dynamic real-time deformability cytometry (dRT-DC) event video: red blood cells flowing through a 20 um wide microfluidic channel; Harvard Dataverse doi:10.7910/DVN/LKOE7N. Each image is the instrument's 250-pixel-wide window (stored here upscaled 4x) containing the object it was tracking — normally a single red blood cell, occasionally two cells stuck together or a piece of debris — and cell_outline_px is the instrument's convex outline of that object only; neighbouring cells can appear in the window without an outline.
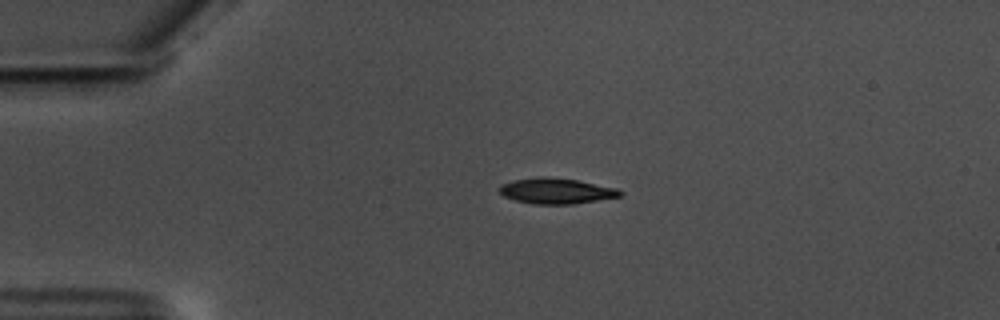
{"species": "common noctule bat (a hibernating species)", "species_latin": "Nyctalus noctula", "temperature_condition": "warm", "stored_images_in_passage": 38, "camera_frame_rate_fps": 3000, "um_per_image_px": 0.085, "animal": {"sex": "male", "body_mass_g": 17.5, "forearm_length_mm": 52.3}, "frame": {"image": 1, "passage_image": 1, "time_ms": 0.0, "image_size_px": [1000, 320], "cell_outline_px": [[624, 192], [620, 196], [572, 204], [532, 204], [516, 200], [504, 196], [500, 192], [500, 184], [512, 180], [576, 180], [616, 188]], "centroid_in_image_um": [47.31, 16.28], "position_along_channel_um": 37.7, "area_um2": 16.88}}
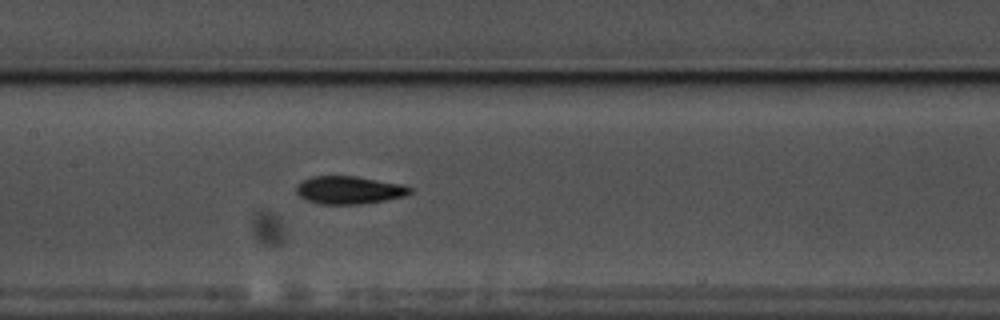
{"frame": {"image": 2, "passage_image": 16, "time_ms": 5.0, "image_size_px": [1000, 320], "cell_outline_px": [[412, 192], [408, 196], [360, 204], [320, 204], [304, 200], [296, 192], [296, 188], [300, 180], [312, 176], [356, 176], [404, 184], [412, 188]], "centroid_in_image_um": [29.68, 16.15], "position_along_channel_um": 177.7, "area_um2": 18.73}}
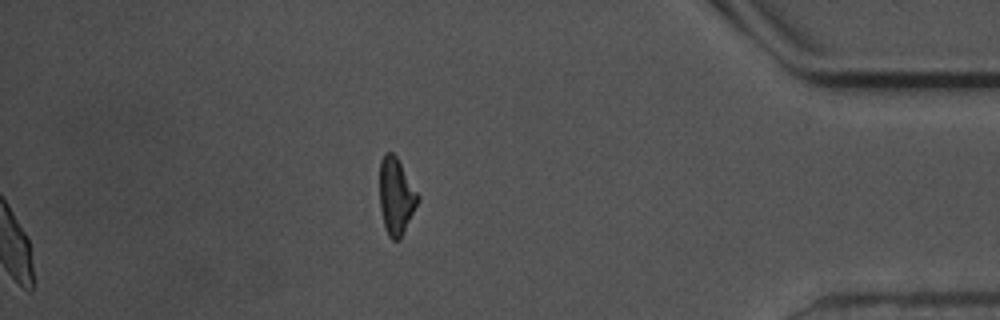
{"frame": {"image": 3, "passage_image": 38, "time_ms": 12.333, "image_size_px": [1000, 320], "cell_outline_px": [[420, 200], [400, 240], [392, 240], [388, 236], [384, 224], [380, 208], [380, 160], [384, 152], [392, 152], [396, 156], [420, 196]], "centroid_in_image_um": [33.67, 16.68], "position_along_channel_um": 401.5, "area_um2": 17.17}, "authors_computed_cell_mechanics": {"area_um2": 18.0625, "velocity_mm_per_s": 3.5588, "shape_relaxation_time_tau1_ms": 3.0157, "shape_relaxation_time_tau2_ms": 3.5024, "deformation_change_tau1": 0.1334, "deformation_change_tau2": 0.0868}}